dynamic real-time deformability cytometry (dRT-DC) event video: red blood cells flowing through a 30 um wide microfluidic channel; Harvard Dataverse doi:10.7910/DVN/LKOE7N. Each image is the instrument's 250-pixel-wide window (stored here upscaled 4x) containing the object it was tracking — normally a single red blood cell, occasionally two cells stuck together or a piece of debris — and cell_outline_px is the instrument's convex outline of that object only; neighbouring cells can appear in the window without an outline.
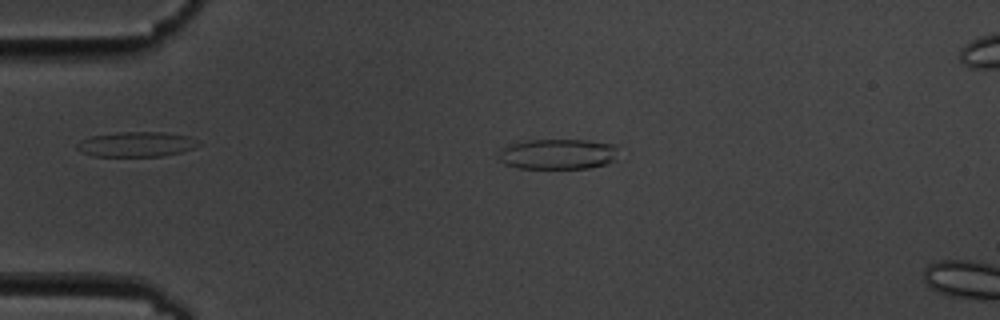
{"species": "common noctule bat (a hibernating species)", "species_latin": "Nyctalus noctula", "temperature_condition": "cold", "stored_images_in_passage": 3, "camera_frame_rate_fps": 3000, "um_per_image_px": 0.085, "animal": {"sex": "male", "body_mass_g": 19.5, "forearm_length_mm": 54.6}, "frame": {"image": 1, "passage_image": 2, "time_ms": 2.0, "image_size_px": [1000, 320], "cell_outline_px": [[616, 160], [608, 164], [588, 168], [516, 168], [504, 164], [496, 156], [508, 144], [528, 140], [588, 140], [616, 144]], "centroid_in_image_um": [47.42, 13.1], "position_along_channel_um": 37.6, "area_um2": 21.44}}